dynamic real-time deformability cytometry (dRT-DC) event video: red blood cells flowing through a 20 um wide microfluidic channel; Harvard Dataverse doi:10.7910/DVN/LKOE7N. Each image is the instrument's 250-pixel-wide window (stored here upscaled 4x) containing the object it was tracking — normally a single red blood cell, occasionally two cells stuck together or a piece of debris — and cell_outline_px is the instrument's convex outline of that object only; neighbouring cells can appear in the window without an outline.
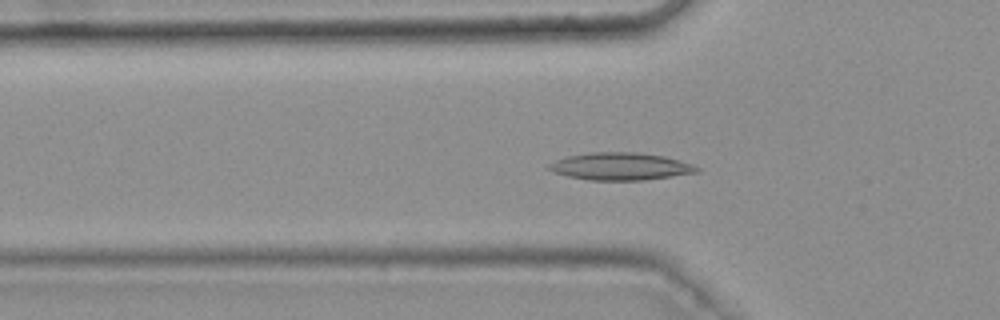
{"species": "common noctule bat (a hibernating species)", "species_latin": "Nyctalus noctula", "temperature_condition": "warm", "stored_images_in_passage": 42, "camera_frame_rate_fps": 3000, "um_per_image_px": 0.085, "animal": {"sex": "female", "body_mass_g": 25.1}, "frame": {"image": 1, "passage_image": 17, "time_ms": 5.333, "image_size_px": [1000, 320], "cell_outline_px": [[700, 172], [644, 180], [588, 180], [568, 176], [552, 172], [544, 168], [548, 164], [556, 160], [568, 156], [592, 152], [636, 152], [664, 156], [692, 164], [700, 168]], "centroid_in_image_um": [52.71, 14.14], "position_along_channel_um": 73.1, "area_um2": 23.7}}
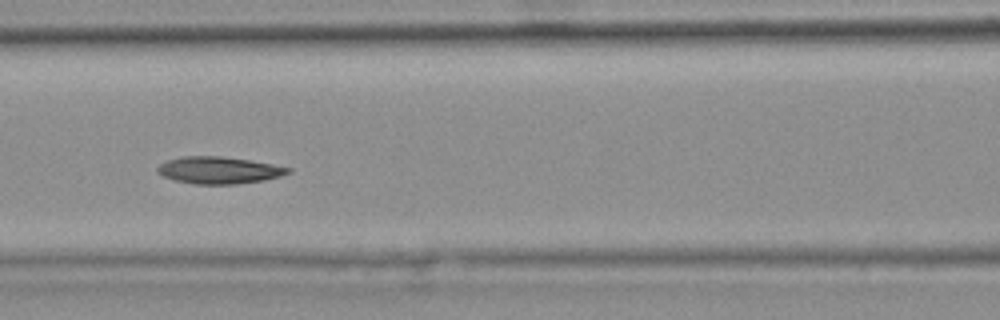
{"frame": {"image": 2, "passage_image": 23, "time_ms": 7.333, "image_size_px": [1000, 320], "cell_outline_px": [[292, 172], [280, 176], [264, 180], [236, 184], [196, 184], [176, 180], [164, 176], [156, 172], [156, 168], [160, 164], [168, 160], [184, 156], [220, 156], [248, 160], [272, 164], [292, 168]], "centroid_in_image_um": [18.62, 14.47], "position_along_channel_um": 148.0, "area_um2": 20.4}}
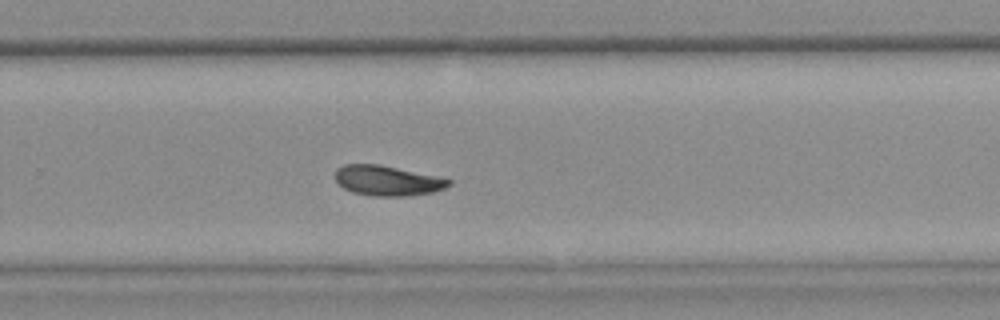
{"frame": {"image": 3, "passage_image": 35, "time_ms": 11.333, "image_size_px": [1000, 320], "cell_outline_px": [[452, 184], [444, 188], [432, 192], [404, 196], [372, 196], [352, 192], [344, 188], [332, 176], [336, 168], [344, 164], [380, 164], [436, 176], [452, 180]], "centroid_in_image_um": [32.88, 15.34], "position_along_channel_um": 296.9, "area_um2": 20.0}}